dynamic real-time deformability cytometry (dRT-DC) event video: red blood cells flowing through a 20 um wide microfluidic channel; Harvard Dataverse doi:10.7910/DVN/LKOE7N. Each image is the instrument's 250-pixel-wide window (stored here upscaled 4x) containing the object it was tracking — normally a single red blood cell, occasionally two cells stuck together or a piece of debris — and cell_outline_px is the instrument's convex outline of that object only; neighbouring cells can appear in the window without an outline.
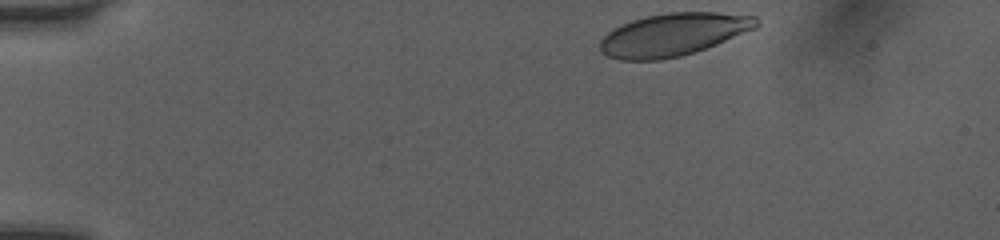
{"species": "human", "species_latin": "Homo sapiens", "temperature_condition": "room temperature", "stored_images_in_passage": 35, "camera_frame_rate_fps": 3000, "um_per_image_px": 0.085, "donor": {"sex": "female"}, "frame": {"image": 1, "passage_image": 1, "time_ms": 0.0, "image_size_px": [1000, 240], "cell_outline_px": [[760, 24], [756, 28], [716, 44], [680, 56], [660, 60], [620, 60], [608, 56], [600, 52], [600, 40], [608, 32], [632, 20], [648, 16], [668, 12], [716, 12], [756, 16]], "centroid_in_image_um": [57.23, 2.93], "position_along_channel_um": 27.8, "area_um2": 38.55}}
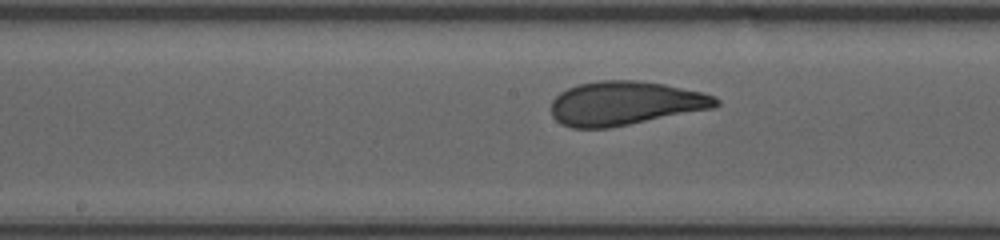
{"frame": {"image": 2, "passage_image": 19, "time_ms": 6.0, "image_size_px": [1000, 240], "cell_outline_px": [[720, 104], [716, 108], [608, 128], [572, 128], [560, 124], [552, 116], [552, 100], [560, 92], [568, 88], [580, 84], [600, 80], [636, 80], [664, 84], [704, 92], [716, 96], [720, 100]], "centroid_in_image_um": [53.17, 8.78], "position_along_channel_um": 195.0, "area_um2": 42.43}}
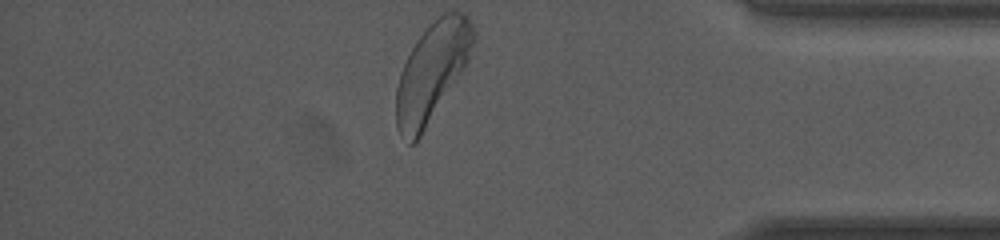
{"frame": {"image": 3, "passage_image": 35, "time_ms": 11.333, "image_size_px": [1000, 240], "cell_outline_px": [[476, 36], [468, 60], [416, 144], [408, 144], [400, 136], [396, 128], [396, 88], [400, 72], [412, 48], [420, 36], [444, 12], [464, 12], [468, 16], [476, 28]], "centroid_in_image_um": [36.71, 6.14], "position_along_channel_um": 398.5, "area_um2": 43.81}, "authors_computed_cell_mechanics": {"area_um2": 41.5004, "velocity_mm_per_s": 4.0393, "shape_relaxation_time_tau1_ms": 2.6249, "shape_relaxation_time_tau2_ms": 0.6988, "deformation_change_tau1": 0.1443, "deformation_change_tau2": 0.0735}}